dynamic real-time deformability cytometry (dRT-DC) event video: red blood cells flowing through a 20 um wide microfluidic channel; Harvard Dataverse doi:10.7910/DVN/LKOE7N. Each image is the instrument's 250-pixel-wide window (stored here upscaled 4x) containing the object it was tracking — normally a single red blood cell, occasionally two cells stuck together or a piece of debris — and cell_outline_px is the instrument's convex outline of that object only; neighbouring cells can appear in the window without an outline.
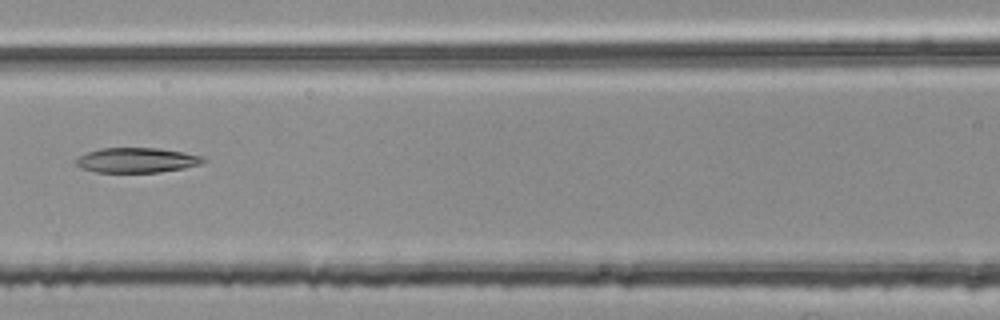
{"species": "common noctule bat (a hibernating species)", "species_latin": "Nyctalus noctula", "temperature_condition": "room temperature", "stored_images_in_passage": 6, "camera_frame_rate_fps": 3000, "um_per_image_px": 0.085, "animal": {"sex": "female", "body_mass_g": 25.1}, "frame": {"image": 1, "passage_image": 6, "time_ms": 1.667, "image_size_px": [1000, 320], "cell_outline_px": [[208, 160], [200, 164], [184, 168], [160, 172], [96, 172], [80, 168], [76, 164], [76, 160], [80, 156], [88, 152], [100, 148], [160, 148], [184, 152], [204, 156]], "centroid_in_image_um": [11.67, 13.61], "position_along_channel_um": 154.9, "area_um2": 18.55}}